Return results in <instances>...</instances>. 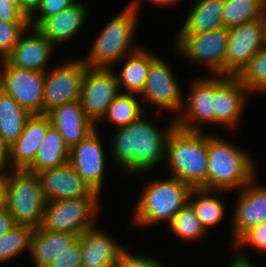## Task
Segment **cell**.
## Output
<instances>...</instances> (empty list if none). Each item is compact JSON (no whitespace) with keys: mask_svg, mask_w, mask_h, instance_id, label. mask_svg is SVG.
<instances>
[{"mask_svg":"<svg viewBox=\"0 0 266 267\" xmlns=\"http://www.w3.org/2000/svg\"><path fill=\"white\" fill-rule=\"evenodd\" d=\"M0 64V89L31 115L43 114L45 72L18 68L4 59Z\"/></svg>","mask_w":266,"mask_h":267,"instance_id":"obj_9","label":"cell"},{"mask_svg":"<svg viewBox=\"0 0 266 267\" xmlns=\"http://www.w3.org/2000/svg\"><path fill=\"white\" fill-rule=\"evenodd\" d=\"M87 8L85 3L77 1L62 12L48 17L38 29L54 45L64 43L78 34L85 25V20L89 15Z\"/></svg>","mask_w":266,"mask_h":267,"instance_id":"obj_23","label":"cell"},{"mask_svg":"<svg viewBox=\"0 0 266 267\" xmlns=\"http://www.w3.org/2000/svg\"><path fill=\"white\" fill-rule=\"evenodd\" d=\"M78 239L79 235L76 234L35 228L30 240L29 253L34 267H47L55 257Z\"/></svg>","mask_w":266,"mask_h":267,"instance_id":"obj_24","label":"cell"},{"mask_svg":"<svg viewBox=\"0 0 266 267\" xmlns=\"http://www.w3.org/2000/svg\"><path fill=\"white\" fill-rule=\"evenodd\" d=\"M100 196H82L45 202L40 228L81 235L95 226Z\"/></svg>","mask_w":266,"mask_h":267,"instance_id":"obj_7","label":"cell"},{"mask_svg":"<svg viewBox=\"0 0 266 267\" xmlns=\"http://www.w3.org/2000/svg\"><path fill=\"white\" fill-rule=\"evenodd\" d=\"M69 147L63 137L51 126L44 137L33 163L26 169L37 174L42 170L58 167L69 162Z\"/></svg>","mask_w":266,"mask_h":267,"instance_id":"obj_27","label":"cell"},{"mask_svg":"<svg viewBox=\"0 0 266 267\" xmlns=\"http://www.w3.org/2000/svg\"><path fill=\"white\" fill-rule=\"evenodd\" d=\"M11 166L10 147L0 138V174H8L6 171Z\"/></svg>","mask_w":266,"mask_h":267,"instance_id":"obj_42","label":"cell"},{"mask_svg":"<svg viewBox=\"0 0 266 267\" xmlns=\"http://www.w3.org/2000/svg\"><path fill=\"white\" fill-rule=\"evenodd\" d=\"M117 267H165L161 260L146 256V255H133L130 251L126 250L120 258Z\"/></svg>","mask_w":266,"mask_h":267,"instance_id":"obj_39","label":"cell"},{"mask_svg":"<svg viewBox=\"0 0 266 267\" xmlns=\"http://www.w3.org/2000/svg\"><path fill=\"white\" fill-rule=\"evenodd\" d=\"M255 176L238 190L237 203L232 214V242L234 245L249 229L266 223V186L256 183Z\"/></svg>","mask_w":266,"mask_h":267,"instance_id":"obj_17","label":"cell"},{"mask_svg":"<svg viewBox=\"0 0 266 267\" xmlns=\"http://www.w3.org/2000/svg\"><path fill=\"white\" fill-rule=\"evenodd\" d=\"M143 46L126 55L119 73L115 71L120 92L139 95L143 91L151 63L159 56ZM123 88V89H122ZM123 90V91H122Z\"/></svg>","mask_w":266,"mask_h":267,"instance_id":"obj_25","label":"cell"},{"mask_svg":"<svg viewBox=\"0 0 266 267\" xmlns=\"http://www.w3.org/2000/svg\"><path fill=\"white\" fill-rule=\"evenodd\" d=\"M47 115L69 149L84 140L96 128L86 117L80 100L56 106Z\"/></svg>","mask_w":266,"mask_h":267,"instance_id":"obj_22","label":"cell"},{"mask_svg":"<svg viewBox=\"0 0 266 267\" xmlns=\"http://www.w3.org/2000/svg\"><path fill=\"white\" fill-rule=\"evenodd\" d=\"M7 191V174H0V209L5 207Z\"/></svg>","mask_w":266,"mask_h":267,"instance_id":"obj_45","label":"cell"},{"mask_svg":"<svg viewBox=\"0 0 266 267\" xmlns=\"http://www.w3.org/2000/svg\"><path fill=\"white\" fill-rule=\"evenodd\" d=\"M237 77L249 94L266 93V45L249 60Z\"/></svg>","mask_w":266,"mask_h":267,"instance_id":"obj_34","label":"cell"},{"mask_svg":"<svg viewBox=\"0 0 266 267\" xmlns=\"http://www.w3.org/2000/svg\"><path fill=\"white\" fill-rule=\"evenodd\" d=\"M0 20L29 22V18L19 9V0H0Z\"/></svg>","mask_w":266,"mask_h":267,"instance_id":"obj_40","label":"cell"},{"mask_svg":"<svg viewBox=\"0 0 266 267\" xmlns=\"http://www.w3.org/2000/svg\"><path fill=\"white\" fill-rule=\"evenodd\" d=\"M81 241L78 239L67 247L47 267H81Z\"/></svg>","mask_w":266,"mask_h":267,"instance_id":"obj_38","label":"cell"},{"mask_svg":"<svg viewBox=\"0 0 266 267\" xmlns=\"http://www.w3.org/2000/svg\"><path fill=\"white\" fill-rule=\"evenodd\" d=\"M16 225L13 216L6 207L0 209V237L9 232Z\"/></svg>","mask_w":266,"mask_h":267,"instance_id":"obj_41","label":"cell"},{"mask_svg":"<svg viewBox=\"0 0 266 267\" xmlns=\"http://www.w3.org/2000/svg\"><path fill=\"white\" fill-rule=\"evenodd\" d=\"M46 202L82 196H101L96 193L67 162L64 165L37 173Z\"/></svg>","mask_w":266,"mask_h":267,"instance_id":"obj_18","label":"cell"},{"mask_svg":"<svg viewBox=\"0 0 266 267\" xmlns=\"http://www.w3.org/2000/svg\"><path fill=\"white\" fill-rule=\"evenodd\" d=\"M193 188L177 178L149 179L134 206L132 225L148 228L159 222H171L175 214L189 202Z\"/></svg>","mask_w":266,"mask_h":267,"instance_id":"obj_3","label":"cell"},{"mask_svg":"<svg viewBox=\"0 0 266 267\" xmlns=\"http://www.w3.org/2000/svg\"><path fill=\"white\" fill-rule=\"evenodd\" d=\"M97 127L69 151V163L78 175L99 195L103 189L106 154ZM106 159V160H105Z\"/></svg>","mask_w":266,"mask_h":267,"instance_id":"obj_15","label":"cell"},{"mask_svg":"<svg viewBox=\"0 0 266 267\" xmlns=\"http://www.w3.org/2000/svg\"><path fill=\"white\" fill-rule=\"evenodd\" d=\"M139 95L129 93H119L113 102L109 105L107 112L101 122L104 120L114 124L117 128L124 127L137 120L145 112L144 105Z\"/></svg>","mask_w":266,"mask_h":267,"instance_id":"obj_30","label":"cell"},{"mask_svg":"<svg viewBox=\"0 0 266 267\" xmlns=\"http://www.w3.org/2000/svg\"><path fill=\"white\" fill-rule=\"evenodd\" d=\"M176 79L170 65L166 63L165 59L158 56L151 63L140 98L142 97L147 104H154L160 110L172 112L176 118L183 106L184 99L182 87Z\"/></svg>","mask_w":266,"mask_h":267,"instance_id":"obj_13","label":"cell"},{"mask_svg":"<svg viewBox=\"0 0 266 267\" xmlns=\"http://www.w3.org/2000/svg\"><path fill=\"white\" fill-rule=\"evenodd\" d=\"M139 11L130 3L107 22L92 43L83 62L91 68H112L113 65L142 46L133 42L138 28ZM134 45V46H133Z\"/></svg>","mask_w":266,"mask_h":267,"instance_id":"obj_5","label":"cell"},{"mask_svg":"<svg viewBox=\"0 0 266 267\" xmlns=\"http://www.w3.org/2000/svg\"><path fill=\"white\" fill-rule=\"evenodd\" d=\"M40 0H19V9L30 18L39 6Z\"/></svg>","mask_w":266,"mask_h":267,"instance_id":"obj_43","label":"cell"},{"mask_svg":"<svg viewBox=\"0 0 266 267\" xmlns=\"http://www.w3.org/2000/svg\"><path fill=\"white\" fill-rule=\"evenodd\" d=\"M174 39L175 54L206 67L212 75H224L229 39L226 27L199 34H177Z\"/></svg>","mask_w":266,"mask_h":267,"instance_id":"obj_8","label":"cell"},{"mask_svg":"<svg viewBox=\"0 0 266 267\" xmlns=\"http://www.w3.org/2000/svg\"><path fill=\"white\" fill-rule=\"evenodd\" d=\"M203 133L175 127L167 139L164 162L171 177L207 189L208 134Z\"/></svg>","mask_w":266,"mask_h":267,"instance_id":"obj_2","label":"cell"},{"mask_svg":"<svg viewBox=\"0 0 266 267\" xmlns=\"http://www.w3.org/2000/svg\"><path fill=\"white\" fill-rule=\"evenodd\" d=\"M146 1V0H145ZM148 2L153 3V5H157V6H168V5H172L175 4L177 2H180L179 0H148ZM134 8H136L139 12H141L140 8L142 6L141 3H143V0H132L131 2H129Z\"/></svg>","mask_w":266,"mask_h":267,"instance_id":"obj_44","label":"cell"},{"mask_svg":"<svg viewBox=\"0 0 266 267\" xmlns=\"http://www.w3.org/2000/svg\"><path fill=\"white\" fill-rule=\"evenodd\" d=\"M152 121L144 113L129 125L113 131L109 154L126 175H144L164 164L167 139L176 127L175 118L163 130Z\"/></svg>","mask_w":266,"mask_h":267,"instance_id":"obj_1","label":"cell"},{"mask_svg":"<svg viewBox=\"0 0 266 267\" xmlns=\"http://www.w3.org/2000/svg\"><path fill=\"white\" fill-rule=\"evenodd\" d=\"M264 27H265V41H266V7L263 15Z\"/></svg>","mask_w":266,"mask_h":267,"instance_id":"obj_47","label":"cell"},{"mask_svg":"<svg viewBox=\"0 0 266 267\" xmlns=\"http://www.w3.org/2000/svg\"><path fill=\"white\" fill-rule=\"evenodd\" d=\"M97 227L88 228L79 236L81 267H117L127 248Z\"/></svg>","mask_w":266,"mask_h":267,"instance_id":"obj_20","label":"cell"},{"mask_svg":"<svg viewBox=\"0 0 266 267\" xmlns=\"http://www.w3.org/2000/svg\"><path fill=\"white\" fill-rule=\"evenodd\" d=\"M29 22H5L0 20V60L4 59L18 43L24 32L29 31Z\"/></svg>","mask_w":266,"mask_h":267,"instance_id":"obj_36","label":"cell"},{"mask_svg":"<svg viewBox=\"0 0 266 267\" xmlns=\"http://www.w3.org/2000/svg\"><path fill=\"white\" fill-rule=\"evenodd\" d=\"M51 126L47 114H34L27 119L21 135L10 147V170H26L33 163Z\"/></svg>","mask_w":266,"mask_h":267,"instance_id":"obj_21","label":"cell"},{"mask_svg":"<svg viewBox=\"0 0 266 267\" xmlns=\"http://www.w3.org/2000/svg\"><path fill=\"white\" fill-rule=\"evenodd\" d=\"M191 9L178 34H199L224 26V0H192Z\"/></svg>","mask_w":266,"mask_h":267,"instance_id":"obj_26","label":"cell"},{"mask_svg":"<svg viewBox=\"0 0 266 267\" xmlns=\"http://www.w3.org/2000/svg\"><path fill=\"white\" fill-rule=\"evenodd\" d=\"M31 114L0 89V138L11 147Z\"/></svg>","mask_w":266,"mask_h":267,"instance_id":"obj_29","label":"cell"},{"mask_svg":"<svg viewBox=\"0 0 266 267\" xmlns=\"http://www.w3.org/2000/svg\"><path fill=\"white\" fill-rule=\"evenodd\" d=\"M29 31L32 34L24 32L4 60L18 68L45 72L56 46L38 28L30 26Z\"/></svg>","mask_w":266,"mask_h":267,"instance_id":"obj_19","label":"cell"},{"mask_svg":"<svg viewBox=\"0 0 266 267\" xmlns=\"http://www.w3.org/2000/svg\"><path fill=\"white\" fill-rule=\"evenodd\" d=\"M77 1L78 0H40L37 10L29 18V25L38 28L48 17L62 12Z\"/></svg>","mask_w":266,"mask_h":267,"instance_id":"obj_37","label":"cell"},{"mask_svg":"<svg viewBox=\"0 0 266 267\" xmlns=\"http://www.w3.org/2000/svg\"><path fill=\"white\" fill-rule=\"evenodd\" d=\"M33 228L15 225L9 232L0 237V263H6L24 251L30 253V240Z\"/></svg>","mask_w":266,"mask_h":267,"instance_id":"obj_33","label":"cell"},{"mask_svg":"<svg viewBox=\"0 0 266 267\" xmlns=\"http://www.w3.org/2000/svg\"><path fill=\"white\" fill-rule=\"evenodd\" d=\"M45 202L37 174L27 170L8 172L5 207L16 225L40 227Z\"/></svg>","mask_w":266,"mask_h":267,"instance_id":"obj_6","label":"cell"},{"mask_svg":"<svg viewBox=\"0 0 266 267\" xmlns=\"http://www.w3.org/2000/svg\"><path fill=\"white\" fill-rule=\"evenodd\" d=\"M113 69L87 67L84 73L80 102L86 117L96 127L109 105L121 93Z\"/></svg>","mask_w":266,"mask_h":267,"instance_id":"obj_11","label":"cell"},{"mask_svg":"<svg viewBox=\"0 0 266 267\" xmlns=\"http://www.w3.org/2000/svg\"><path fill=\"white\" fill-rule=\"evenodd\" d=\"M224 60V75L237 76L265 45L263 18L231 26Z\"/></svg>","mask_w":266,"mask_h":267,"instance_id":"obj_12","label":"cell"},{"mask_svg":"<svg viewBox=\"0 0 266 267\" xmlns=\"http://www.w3.org/2000/svg\"><path fill=\"white\" fill-rule=\"evenodd\" d=\"M224 193L222 190H207L202 188H193L189 196V204L192 206L196 217L201 225L208 232V228L219 224L225 217L226 204L214 193ZM214 194V195H212Z\"/></svg>","mask_w":266,"mask_h":267,"instance_id":"obj_28","label":"cell"},{"mask_svg":"<svg viewBox=\"0 0 266 267\" xmlns=\"http://www.w3.org/2000/svg\"><path fill=\"white\" fill-rule=\"evenodd\" d=\"M266 0H224V26L229 28L263 18Z\"/></svg>","mask_w":266,"mask_h":267,"instance_id":"obj_31","label":"cell"},{"mask_svg":"<svg viewBox=\"0 0 266 267\" xmlns=\"http://www.w3.org/2000/svg\"><path fill=\"white\" fill-rule=\"evenodd\" d=\"M253 262L254 261H243L234 256L231 263L228 264V267H257L256 263Z\"/></svg>","mask_w":266,"mask_h":267,"instance_id":"obj_46","label":"cell"},{"mask_svg":"<svg viewBox=\"0 0 266 267\" xmlns=\"http://www.w3.org/2000/svg\"><path fill=\"white\" fill-rule=\"evenodd\" d=\"M86 68L83 60L78 58L52 66L45 71L43 114L61 104L80 100Z\"/></svg>","mask_w":266,"mask_h":267,"instance_id":"obj_10","label":"cell"},{"mask_svg":"<svg viewBox=\"0 0 266 267\" xmlns=\"http://www.w3.org/2000/svg\"><path fill=\"white\" fill-rule=\"evenodd\" d=\"M253 161L244 149L208 134L207 190H240L257 176Z\"/></svg>","mask_w":266,"mask_h":267,"instance_id":"obj_4","label":"cell"},{"mask_svg":"<svg viewBox=\"0 0 266 267\" xmlns=\"http://www.w3.org/2000/svg\"><path fill=\"white\" fill-rule=\"evenodd\" d=\"M236 258L243 261H252L250 255L246 253L248 247L254 248L260 252H266V223L258 224L249 229L234 245ZM247 246V248H246ZM236 248V249H235Z\"/></svg>","mask_w":266,"mask_h":267,"instance_id":"obj_35","label":"cell"},{"mask_svg":"<svg viewBox=\"0 0 266 267\" xmlns=\"http://www.w3.org/2000/svg\"><path fill=\"white\" fill-rule=\"evenodd\" d=\"M248 95V90L237 76L215 75L214 125L226 130L237 128Z\"/></svg>","mask_w":266,"mask_h":267,"instance_id":"obj_16","label":"cell"},{"mask_svg":"<svg viewBox=\"0 0 266 267\" xmlns=\"http://www.w3.org/2000/svg\"><path fill=\"white\" fill-rule=\"evenodd\" d=\"M168 226L174 237L188 242L200 241L207 233L189 203L175 214Z\"/></svg>","mask_w":266,"mask_h":267,"instance_id":"obj_32","label":"cell"},{"mask_svg":"<svg viewBox=\"0 0 266 267\" xmlns=\"http://www.w3.org/2000/svg\"><path fill=\"white\" fill-rule=\"evenodd\" d=\"M191 85L175 122L180 129L200 132L203 124H214L215 75L199 77L191 81Z\"/></svg>","mask_w":266,"mask_h":267,"instance_id":"obj_14","label":"cell"}]
</instances>
